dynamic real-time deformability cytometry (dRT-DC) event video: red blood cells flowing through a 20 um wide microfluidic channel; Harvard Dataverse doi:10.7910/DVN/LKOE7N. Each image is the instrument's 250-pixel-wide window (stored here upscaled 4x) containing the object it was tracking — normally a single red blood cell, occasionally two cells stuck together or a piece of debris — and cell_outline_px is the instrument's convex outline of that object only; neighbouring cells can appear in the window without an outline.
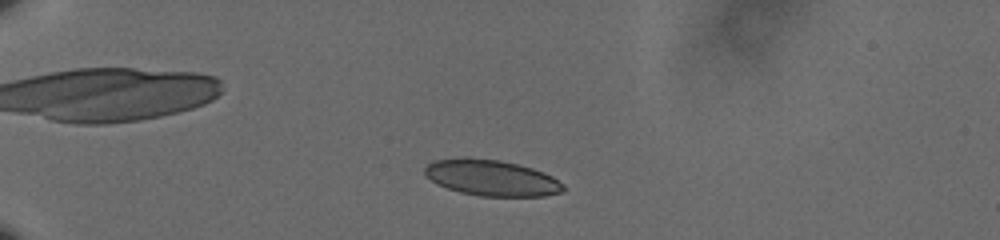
{"species": "human", "species_latin": "Homo sapiens", "temperature_condition": "cold", "stored_images_in_passage": 51, "camera_frame_rate_fps": 3000, "um_per_image_px": 0.085, "donor": {"sex": "male"}, "frame": {"image": 1, "passage_image": 8, "time_ms": 2.333, "image_size_px": [1000, 240], "cell_outline_px": [[564, 192], [544, 196], [480, 196], [460, 192], [436, 184], [424, 176], [424, 168], [428, 164], [436, 160], [464, 156], [468, 156], [500, 160], [532, 168], [544, 172], [552, 176], [564, 184]], "centroid_in_image_um": [41.76, 15.1], "position_along_channel_um": 43.2, "area_um2": 29.42}}
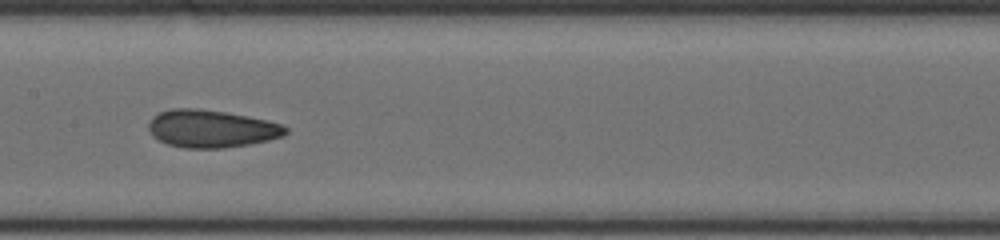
{"frame": {"image": 2, "passage_image": 25, "time_ms": 8.0, "image_size_px": [1000, 240], "cell_outline_px": [[288, 132], [284, 136], [268, 140], [248, 144], [224, 148], [184, 148], [168, 144], [152, 136], [148, 132], [148, 124], [152, 116], [160, 112], [172, 108], [200, 108], [248, 116], [268, 120], [284, 124], [288, 128]], "centroid_in_image_um": [17.97, 10.93], "position_along_channel_um": 189.4, "area_um2": 30.29}}
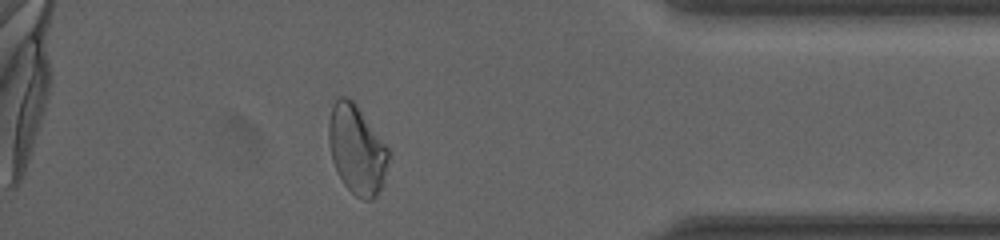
{"frame": {"image": 3, "passage_image": 45, "time_ms": 14.667, "image_size_px": [1000, 240], "cell_outline_px": [[388, 160], [384, 184], [376, 196], [372, 200], [364, 200], [356, 196], [344, 184], [332, 160], [328, 140], [328, 120], [332, 104], [340, 96], [348, 96], [356, 104], [388, 148]], "centroid_in_image_um": [30.31, 12.71], "position_along_channel_um": 404.9, "area_um2": 30.92}, "authors_computed_cell_mechanics": {"area_um2": 29.8826, "velocity_mm_per_s": 3.5896, "shape_relaxation_time_tau1_ms": null, "shape_relaxation_time_tau2_ms": 2.3342, "deformation_change_tau1": null, "deformation_change_tau2": 0.0863}}